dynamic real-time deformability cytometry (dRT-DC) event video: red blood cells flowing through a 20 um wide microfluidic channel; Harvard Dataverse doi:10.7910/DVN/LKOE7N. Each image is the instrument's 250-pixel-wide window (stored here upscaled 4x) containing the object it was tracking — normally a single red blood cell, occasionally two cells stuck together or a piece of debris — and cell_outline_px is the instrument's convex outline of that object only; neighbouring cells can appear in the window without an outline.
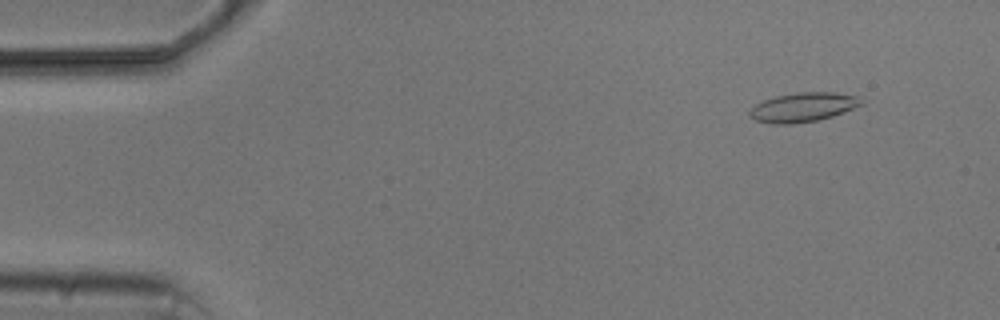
{"species": "common noctule bat (a hibernating species)", "species_latin": "Nyctalus noctula", "temperature_condition": "cold", "stored_images_in_passage": 5, "camera_frame_rate_fps": 3000, "um_per_image_px": 0.085, "animal": {"sex": "male", "body_mass_g": 20.5, "forearm_length_mm": 52.5}, "frame": {"image": 1, "passage_image": 2, "time_ms": 1.0, "image_size_px": [1000, 320], "cell_outline_px": [[864, 104], [844, 112], [832, 116], [816, 120], [792, 124], [772, 124], [756, 120], [748, 116], [748, 112], [756, 104], [764, 100], [776, 96], [800, 92], [836, 92], [856, 96], [864, 100]], "centroid_in_image_um": [68.27, 9.11], "position_along_channel_um": 16.7, "area_um2": 19.02}}
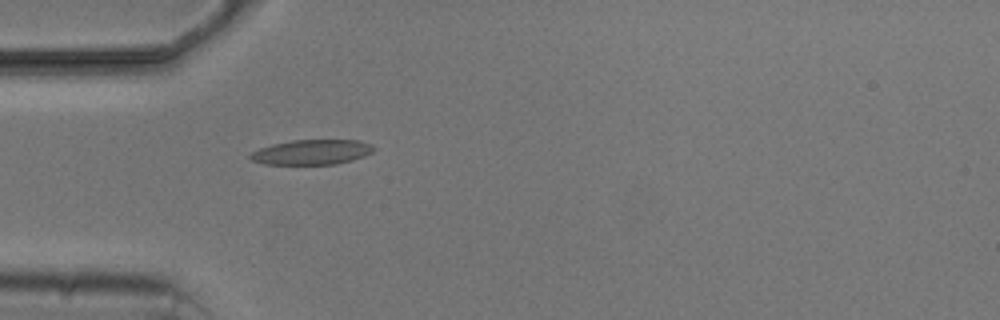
{"frame": {"image": 2, "passage_image": 5, "time_ms": 4.667, "image_size_px": [1000, 320], "cell_outline_px": [[376, 148], [372, 152], [364, 156], [352, 160], [336, 164], [264, 164], [252, 160], [248, 156], [252, 152], [260, 148], [272, 144], [292, 140], [360, 140], [372, 144]], "centroid_in_image_um": [26.53, 12.92], "position_along_channel_um": 58.5, "area_um2": 17.98}}